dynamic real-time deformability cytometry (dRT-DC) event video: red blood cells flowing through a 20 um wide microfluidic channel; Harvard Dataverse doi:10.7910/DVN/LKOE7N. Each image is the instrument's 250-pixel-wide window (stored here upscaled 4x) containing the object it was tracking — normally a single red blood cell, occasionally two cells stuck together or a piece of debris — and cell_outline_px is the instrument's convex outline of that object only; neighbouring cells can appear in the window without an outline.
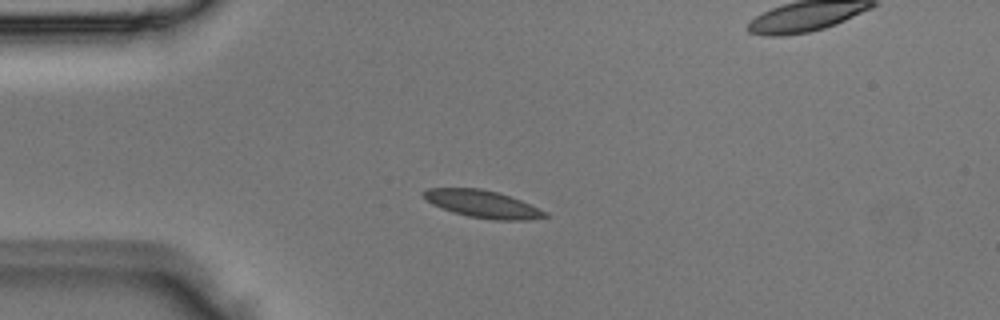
{"species": "Egyptian fruit bat (a non-hibernating species)", "species_latin": "Rousettus aegyptiacus", "temperature_condition": "room temperature", "stored_images_in_passage": 4, "segment_of_instrument_passage": [1, 2], "camera_frame_rate_fps": 3000, "um_per_image_px": 0.085, "animal": {"sex": "male"}, "frame": {"image": 1, "passage_image": 3, "time_ms": 0.667, "image_size_px": [1000, 320], "cell_outline_px": [[548, 216], [528, 220], [496, 220], [468, 216], [452, 212], [432, 204], [420, 192], [428, 188], [480, 188], [496, 192], [520, 200], [548, 212]], "centroid_in_image_um": [41.01, 17.34], "position_along_channel_um": 44.0, "area_um2": 19.19}}